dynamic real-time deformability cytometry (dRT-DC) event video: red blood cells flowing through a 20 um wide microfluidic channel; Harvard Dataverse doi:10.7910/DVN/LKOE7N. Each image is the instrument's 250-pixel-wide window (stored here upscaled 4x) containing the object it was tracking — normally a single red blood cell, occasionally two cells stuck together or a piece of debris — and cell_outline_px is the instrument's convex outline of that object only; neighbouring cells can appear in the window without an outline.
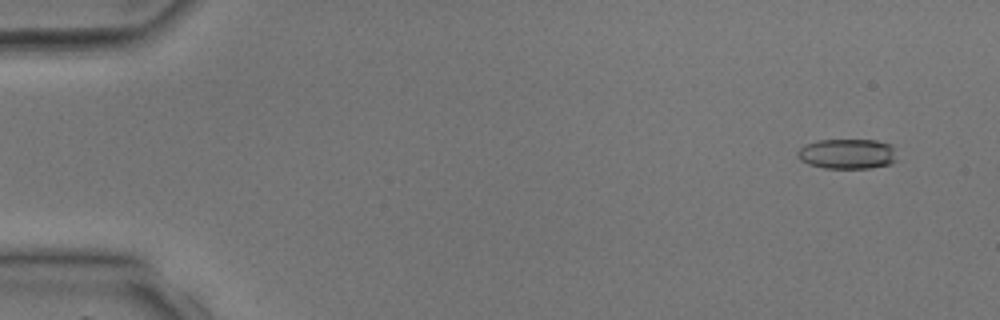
{"species": "common noctule bat (a hibernating species)", "species_latin": "Nyctalus noctula", "temperature_condition": "room temperature", "stored_images_in_passage": 40, "camera_frame_rate_fps": 3000, "um_per_image_px": 0.085, "animal": {"sex": "male", "body_mass_g": 17.9, "forearm_length_mm": 54.2}, "frame": {"image": 1, "passage_image": 3, "time_ms": 0.667, "image_size_px": [1000, 320], "cell_outline_px": [[896, 160], [892, 164], [868, 168], [824, 168], [808, 164], [800, 160], [796, 156], [796, 152], [804, 144], [816, 140], [876, 140], [892, 144]], "centroid_in_image_um": [71.99, 13.07], "position_along_channel_um": 13.0, "area_um2": 17.63}}
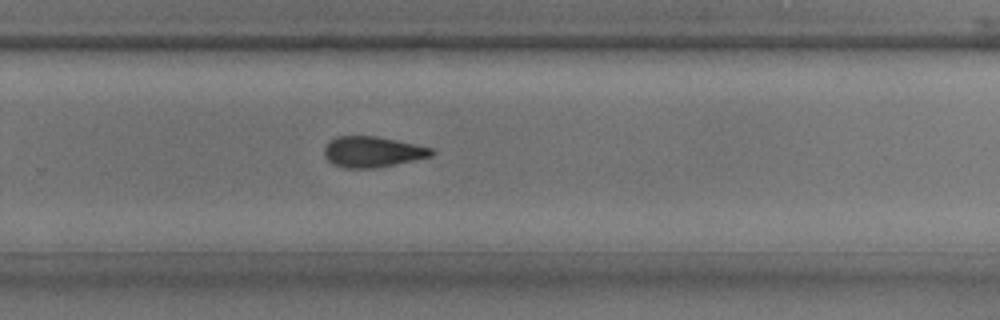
{"frame": {"image": 2, "passage_image": 27, "time_ms": 8.667, "image_size_px": [1000, 320], "cell_outline_px": [[436, 152], [432, 156], [372, 168], [344, 168], [332, 164], [324, 156], [324, 148], [328, 140], [336, 136], [376, 136], [396, 140], [432, 148]], "centroid_in_image_um": [31.6, 12.89], "position_along_channel_um": 298.2, "area_um2": 19.13}}
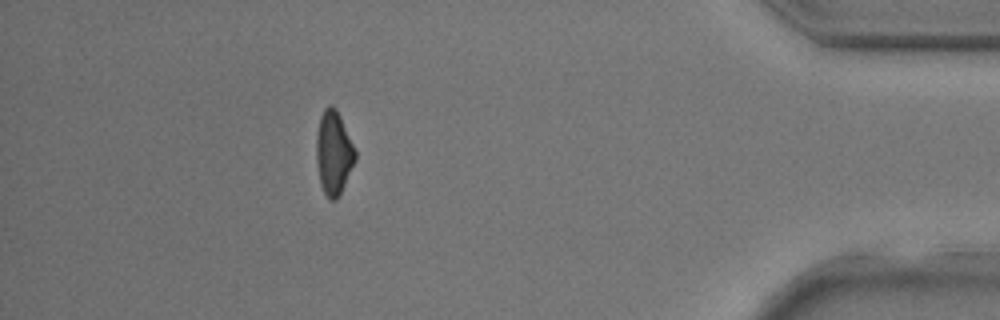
{"frame": {"image": 3, "passage_image": 36, "time_ms": 11.667, "image_size_px": [1000, 320], "cell_outline_px": [[356, 160], [336, 200], [328, 200], [320, 184], [316, 160], [316, 132], [320, 116], [324, 108], [328, 104], [332, 104], [336, 108], [356, 148]], "centroid_in_image_um": [28.35, 12.94], "position_along_channel_um": 406.8, "area_um2": 19.19}}